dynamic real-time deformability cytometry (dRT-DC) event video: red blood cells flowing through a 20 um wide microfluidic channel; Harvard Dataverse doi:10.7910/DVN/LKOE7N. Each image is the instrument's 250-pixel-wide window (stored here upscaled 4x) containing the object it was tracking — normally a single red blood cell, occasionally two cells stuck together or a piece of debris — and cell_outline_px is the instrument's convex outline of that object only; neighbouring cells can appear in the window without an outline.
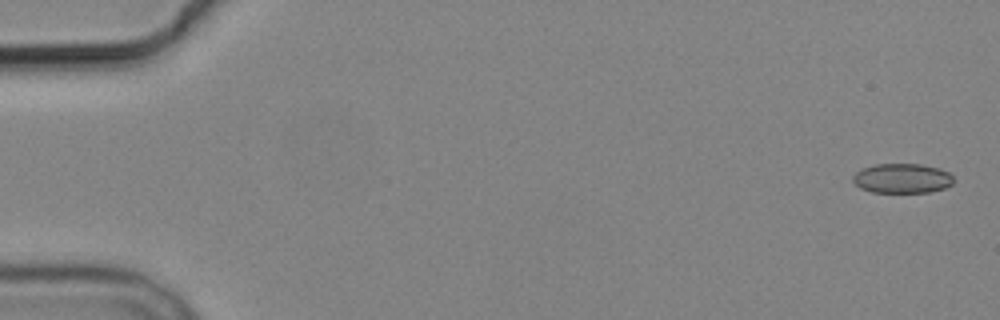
{"species": "common noctule bat (a hibernating species)", "species_latin": "Nyctalus noctula", "temperature_condition": "cold", "stored_images_in_passage": 7, "camera_frame_rate_fps": 3000, "um_per_image_px": 0.085, "animal": {"sex": "male", "body_mass_g": 19.2, "forearm_length_mm": 51.8}, "frame": {"image": 1, "passage_image": 1, "time_ms": 0.0, "image_size_px": [1000, 320], "cell_outline_px": [[952, 184], [944, 188], [928, 192], [872, 192], [860, 188], [852, 180], [852, 176], [856, 172], [864, 168], [876, 164], [920, 164], [940, 168], [948, 172], [952, 176]], "centroid_in_image_um": [76.67, 15.16], "position_along_channel_um": 8.3, "area_um2": 17.28}}
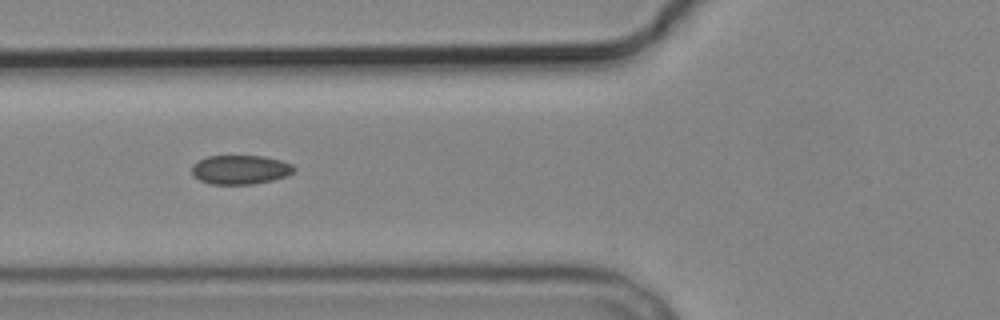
{"frame": {"image": 2, "passage_image": 6, "time_ms": 6.667, "image_size_px": [1000, 320], "cell_outline_px": [[296, 168], [292, 172], [284, 176], [272, 180], [252, 184], [212, 184], [200, 180], [192, 176], [192, 164], [208, 156], [264, 156], [280, 160], [292, 164]], "centroid_in_image_um": [20.4, 14.42], "position_along_channel_um": 105.4, "area_um2": 17.22}}
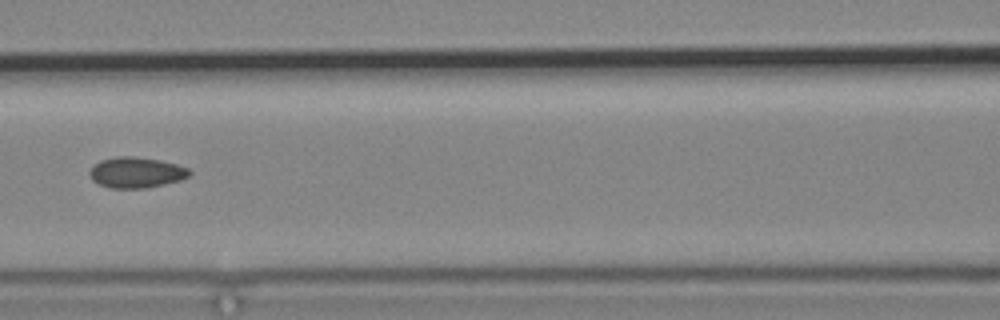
{"frame": {"image": 3, "passage_image": 7, "time_ms": 8.0, "image_size_px": [1000, 320], "cell_outline_px": [[192, 172], [188, 176], [180, 180], [164, 184], [144, 188], [108, 188], [92, 180], [88, 172], [100, 160], [116, 156], [132, 156], [160, 160], [176, 164], [188, 168]], "centroid_in_image_um": [11.57, 14.66], "position_along_channel_um": 155.0, "area_um2": 17.8}}